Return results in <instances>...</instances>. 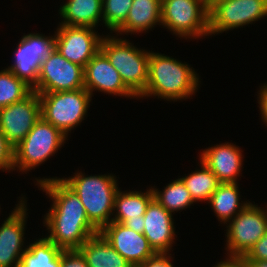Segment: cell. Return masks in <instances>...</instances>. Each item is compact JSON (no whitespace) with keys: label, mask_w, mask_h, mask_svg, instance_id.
<instances>
[{"label":"cell","mask_w":267,"mask_h":267,"mask_svg":"<svg viewBox=\"0 0 267 267\" xmlns=\"http://www.w3.org/2000/svg\"><path fill=\"white\" fill-rule=\"evenodd\" d=\"M84 86L93 96V92L138 99L123 83L119 72L111 65L106 55L99 50L84 68Z\"/></svg>","instance_id":"cell-15"},{"label":"cell","mask_w":267,"mask_h":267,"mask_svg":"<svg viewBox=\"0 0 267 267\" xmlns=\"http://www.w3.org/2000/svg\"><path fill=\"white\" fill-rule=\"evenodd\" d=\"M66 140L68 136L41 117L14 148V170L27 174L36 169L53 157Z\"/></svg>","instance_id":"cell-5"},{"label":"cell","mask_w":267,"mask_h":267,"mask_svg":"<svg viewBox=\"0 0 267 267\" xmlns=\"http://www.w3.org/2000/svg\"><path fill=\"white\" fill-rule=\"evenodd\" d=\"M102 6V0H66L58 11V25L96 28L102 22Z\"/></svg>","instance_id":"cell-21"},{"label":"cell","mask_w":267,"mask_h":267,"mask_svg":"<svg viewBox=\"0 0 267 267\" xmlns=\"http://www.w3.org/2000/svg\"><path fill=\"white\" fill-rule=\"evenodd\" d=\"M20 201L0 226V267H19L25 247V228L28 218L27 197Z\"/></svg>","instance_id":"cell-13"},{"label":"cell","mask_w":267,"mask_h":267,"mask_svg":"<svg viewBox=\"0 0 267 267\" xmlns=\"http://www.w3.org/2000/svg\"><path fill=\"white\" fill-rule=\"evenodd\" d=\"M89 267H133L99 232L78 249Z\"/></svg>","instance_id":"cell-22"},{"label":"cell","mask_w":267,"mask_h":267,"mask_svg":"<svg viewBox=\"0 0 267 267\" xmlns=\"http://www.w3.org/2000/svg\"><path fill=\"white\" fill-rule=\"evenodd\" d=\"M100 50L119 72L123 83L139 97L148 82L150 50L138 48L129 39L114 34L103 37Z\"/></svg>","instance_id":"cell-4"},{"label":"cell","mask_w":267,"mask_h":267,"mask_svg":"<svg viewBox=\"0 0 267 267\" xmlns=\"http://www.w3.org/2000/svg\"><path fill=\"white\" fill-rule=\"evenodd\" d=\"M248 267H267V260L261 261H245Z\"/></svg>","instance_id":"cell-35"},{"label":"cell","mask_w":267,"mask_h":267,"mask_svg":"<svg viewBox=\"0 0 267 267\" xmlns=\"http://www.w3.org/2000/svg\"><path fill=\"white\" fill-rule=\"evenodd\" d=\"M238 185V183H220L207 202L221 224H227L250 202L249 200L240 202L241 192Z\"/></svg>","instance_id":"cell-23"},{"label":"cell","mask_w":267,"mask_h":267,"mask_svg":"<svg viewBox=\"0 0 267 267\" xmlns=\"http://www.w3.org/2000/svg\"><path fill=\"white\" fill-rule=\"evenodd\" d=\"M32 88L15 76L9 69L0 70V108L23 100Z\"/></svg>","instance_id":"cell-27"},{"label":"cell","mask_w":267,"mask_h":267,"mask_svg":"<svg viewBox=\"0 0 267 267\" xmlns=\"http://www.w3.org/2000/svg\"><path fill=\"white\" fill-rule=\"evenodd\" d=\"M208 3L211 37L267 17V0H208Z\"/></svg>","instance_id":"cell-8"},{"label":"cell","mask_w":267,"mask_h":267,"mask_svg":"<svg viewBox=\"0 0 267 267\" xmlns=\"http://www.w3.org/2000/svg\"><path fill=\"white\" fill-rule=\"evenodd\" d=\"M242 153L238 145L224 142L203 149L198 157L220 183H238L244 165Z\"/></svg>","instance_id":"cell-17"},{"label":"cell","mask_w":267,"mask_h":267,"mask_svg":"<svg viewBox=\"0 0 267 267\" xmlns=\"http://www.w3.org/2000/svg\"><path fill=\"white\" fill-rule=\"evenodd\" d=\"M157 25L161 26V0H133L125 22L114 33H146Z\"/></svg>","instance_id":"cell-20"},{"label":"cell","mask_w":267,"mask_h":267,"mask_svg":"<svg viewBox=\"0 0 267 267\" xmlns=\"http://www.w3.org/2000/svg\"><path fill=\"white\" fill-rule=\"evenodd\" d=\"M245 261L267 260V232L243 256Z\"/></svg>","instance_id":"cell-31"},{"label":"cell","mask_w":267,"mask_h":267,"mask_svg":"<svg viewBox=\"0 0 267 267\" xmlns=\"http://www.w3.org/2000/svg\"><path fill=\"white\" fill-rule=\"evenodd\" d=\"M97 28L58 25L55 32V48L65 59L85 68L100 50L105 35Z\"/></svg>","instance_id":"cell-11"},{"label":"cell","mask_w":267,"mask_h":267,"mask_svg":"<svg viewBox=\"0 0 267 267\" xmlns=\"http://www.w3.org/2000/svg\"><path fill=\"white\" fill-rule=\"evenodd\" d=\"M60 267H89L85 257L79 250H62Z\"/></svg>","instance_id":"cell-30"},{"label":"cell","mask_w":267,"mask_h":267,"mask_svg":"<svg viewBox=\"0 0 267 267\" xmlns=\"http://www.w3.org/2000/svg\"><path fill=\"white\" fill-rule=\"evenodd\" d=\"M156 186H151L154 199L162 205L167 211L175 214V212L190 208L193 203V198L190 192L185 187L183 181L178 179L172 180L164 186V189L160 191Z\"/></svg>","instance_id":"cell-26"},{"label":"cell","mask_w":267,"mask_h":267,"mask_svg":"<svg viewBox=\"0 0 267 267\" xmlns=\"http://www.w3.org/2000/svg\"><path fill=\"white\" fill-rule=\"evenodd\" d=\"M27 249L21 257L19 267H60V252L62 251L46 237L26 245Z\"/></svg>","instance_id":"cell-24"},{"label":"cell","mask_w":267,"mask_h":267,"mask_svg":"<svg viewBox=\"0 0 267 267\" xmlns=\"http://www.w3.org/2000/svg\"><path fill=\"white\" fill-rule=\"evenodd\" d=\"M154 199L152 188L142 192L129 190L122 191L120 188L114 197V210L112 221L122 223L137 233L144 231V214L149 203ZM116 212V213H115Z\"/></svg>","instance_id":"cell-19"},{"label":"cell","mask_w":267,"mask_h":267,"mask_svg":"<svg viewBox=\"0 0 267 267\" xmlns=\"http://www.w3.org/2000/svg\"><path fill=\"white\" fill-rule=\"evenodd\" d=\"M116 178L112 173L85 175L76 171L60 179L78 195L89 221L100 231L112 222L114 197L120 188Z\"/></svg>","instance_id":"cell-3"},{"label":"cell","mask_w":267,"mask_h":267,"mask_svg":"<svg viewBox=\"0 0 267 267\" xmlns=\"http://www.w3.org/2000/svg\"><path fill=\"white\" fill-rule=\"evenodd\" d=\"M144 216L143 235L156 253H170L177 236L173 213L153 199ZM176 237V238H175Z\"/></svg>","instance_id":"cell-18"},{"label":"cell","mask_w":267,"mask_h":267,"mask_svg":"<svg viewBox=\"0 0 267 267\" xmlns=\"http://www.w3.org/2000/svg\"><path fill=\"white\" fill-rule=\"evenodd\" d=\"M228 256H244L267 232V213L257 203L249 204L226 224Z\"/></svg>","instance_id":"cell-9"},{"label":"cell","mask_w":267,"mask_h":267,"mask_svg":"<svg viewBox=\"0 0 267 267\" xmlns=\"http://www.w3.org/2000/svg\"><path fill=\"white\" fill-rule=\"evenodd\" d=\"M40 118V97L32 91L23 100L0 108V131L15 148Z\"/></svg>","instance_id":"cell-14"},{"label":"cell","mask_w":267,"mask_h":267,"mask_svg":"<svg viewBox=\"0 0 267 267\" xmlns=\"http://www.w3.org/2000/svg\"><path fill=\"white\" fill-rule=\"evenodd\" d=\"M13 52V63L8 66L15 76L23 80L32 89L37 85L42 61L55 51L54 35L28 33L23 34Z\"/></svg>","instance_id":"cell-10"},{"label":"cell","mask_w":267,"mask_h":267,"mask_svg":"<svg viewBox=\"0 0 267 267\" xmlns=\"http://www.w3.org/2000/svg\"><path fill=\"white\" fill-rule=\"evenodd\" d=\"M99 232L133 267H139L157 254L142 233H137L122 223L112 221Z\"/></svg>","instance_id":"cell-16"},{"label":"cell","mask_w":267,"mask_h":267,"mask_svg":"<svg viewBox=\"0 0 267 267\" xmlns=\"http://www.w3.org/2000/svg\"><path fill=\"white\" fill-rule=\"evenodd\" d=\"M0 170L5 172L14 171V147L6 140L0 131Z\"/></svg>","instance_id":"cell-29"},{"label":"cell","mask_w":267,"mask_h":267,"mask_svg":"<svg viewBox=\"0 0 267 267\" xmlns=\"http://www.w3.org/2000/svg\"><path fill=\"white\" fill-rule=\"evenodd\" d=\"M212 267H248L243 256H228Z\"/></svg>","instance_id":"cell-34"},{"label":"cell","mask_w":267,"mask_h":267,"mask_svg":"<svg viewBox=\"0 0 267 267\" xmlns=\"http://www.w3.org/2000/svg\"><path fill=\"white\" fill-rule=\"evenodd\" d=\"M161 26L180 39L209 37L208 0H161Z\"/></svg>","instance_id":"cell-6"},{"label":"cell","mask_w":267,"mask_h":267,"mask_svg":"<svg viewBox=\"0 0 267 267\" xmlns=\"http://www.w3.org/2000/svg\"><path fill=\"white\" fill-rule=\"evenodd\" d=\"M199 163L200 169L180 177L195 203L208 202L220 184L217 176L202 161Z\"/></svg>","instance_id":"cell-25"},{"label":"cell","mask_w":267,"mask_h":267,"mask_svg":"<svg viewBox=\"0 0 267 267\" xmlns=\"http://www.w3.org/2000/svg\"><path fill=\"white\" fill-rule=\"evenodd\" d=\"M257 103L262 122L267 126V82L259 86Z\"/></svg>","instance_id":"cell-33"},{"label":"cell","mask_w":267,"mask_h":267,"mask_svg":"<svg viewBox=\"0 0 267 267\" xmlns=\"http://www.w3.org/2000/svg\"><path fill=\"white\" fill-rule=\"evenodd\" d=\"M34 183L52 200L44 215L45 236L61 250H78L99 230L89 221L78 195L60 178H35Z\"/></svg>","instance_id":"cell-1"},{"label":"cell","mask_w":267,"mask_h":267,"mask_svg":"<svg viewBox=\"0 0 267 267\" xmlns=\"http://www.w3.org/2000/svg\"><path fill=\"white\" fill-rule=\"evenodd\" d=\"M38 94L41 117L66 136L85 120L92 100L91 94L85 88Z\"/></svg>","instance_id":"cell-7"},{"label":"cell","mask_w":267,"mask_h":267,"mask_svg":"<svg viewBox=\"0 0 267 267\" xmlns=\"http://www.w3.org/2000/svg\"><path fill=\"white\" fill-rule=\"evenodd\" d=\"M84 86V68L65 59L55 51L42 61L37 85L32 89L37 93L74 91Z\"/></svg>","instance_id":"cell-12"},{"label":"cell","mask_w":267,"mask_h":267,"mask_svg":"<svg viewBox=\"0 0 267 267\" xmlns=\"http://www.w3.org/2000/svg\"><path fill=\"white\" fill-rule=\"evenodd\" d=\"M133 0H102V23L114 33L126 20Z\"/></svg>","instance_id":"cell-28"},{"label":"cell","mask_w":267,"mask_h":267,"mask_svg":"<svg viewBox=\"0 0 267 267\" xmlns=\"http://www.w3.org/2000/svg\"><path fill=\"white\" fill-rule=\"evenodd\" d=\"M199 74L187 62L172 56L150 51L148 82L138 99L157 97L164 101H181L192 98L200 88Z\"/></svg>","instance_id":"cell-2"},{"label":"cell","mask_w":267,"mask_h":267,"mask_svg":"<svg viewBox=\"0 0 267 267\" xmlns=\"http://www.w3.org/2000/svg\"><path fill=\"white\" fill-rule=\"evenodd\" d=\"M174 257L171 253H157L155 256L146 260L139 267H174L172 264ZM172 260V262H171Z\"/></svg>","instance_id":"cell-32"}]
</instances>
